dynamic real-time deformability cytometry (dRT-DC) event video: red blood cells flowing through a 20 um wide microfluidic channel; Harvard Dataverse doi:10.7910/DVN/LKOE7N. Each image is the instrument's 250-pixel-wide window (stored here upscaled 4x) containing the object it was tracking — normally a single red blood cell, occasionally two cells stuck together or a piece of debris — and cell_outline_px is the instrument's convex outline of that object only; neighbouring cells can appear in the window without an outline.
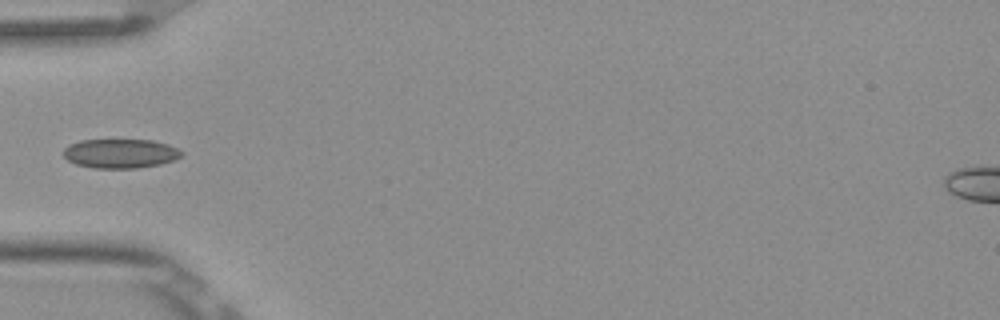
{"species": "Egyptian fruit bat (a non-hibernating species)", "species_latin": "Rousettus aegyptiacus", "temperature_condition": "room temperature", "stored_images_in_passage": 6, "camera_frame_rate_fps": 3000, "um_per_image_px": 0.085, "frame": {"image": 1, "passage_image": 4, "time_ms": 1.0, "image_size_px": [1000, 320], "cell_outline_px": [[184, 156], [160, 164], [136, 168], [92, 168], [76, 164], [68, 160], [64, 156], [64, 148], [68, 144], [80, 140], [152, 140], [168, 144], [184, 152]], "centroid_in_image_um": [10.23, 13.04], "position_along_channel_um": 74.8, "area_um2": 20.17}}
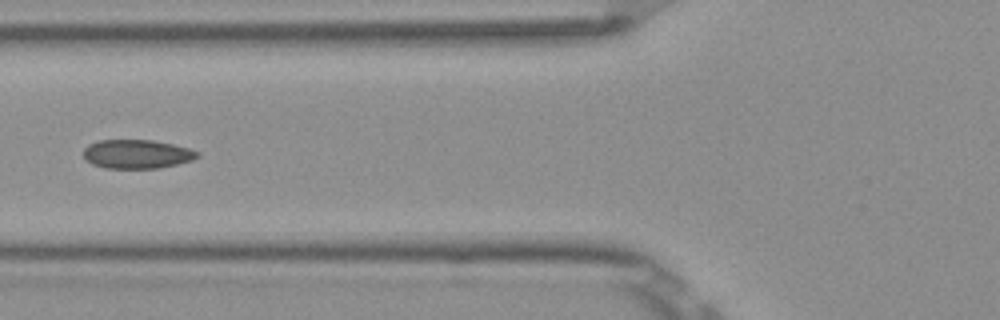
{"frame": {"image": 2, "passage_image": 5, "time_ms": 1.333, "image_size_px": [1000, 320], "cell_outline_px": [[200, 156], [192, 160], [176, 164], [156, 168], [104, 168], [92, 164], [84, 156], [84, 148], [88, 144], [100, 140], [152, 140], [172, 144], [188, 148], [200, 152]], "centroid_in_image_um": [11.64, 13.09], "position_along_channel_um": 114.2, "area_um2": 19.07}}
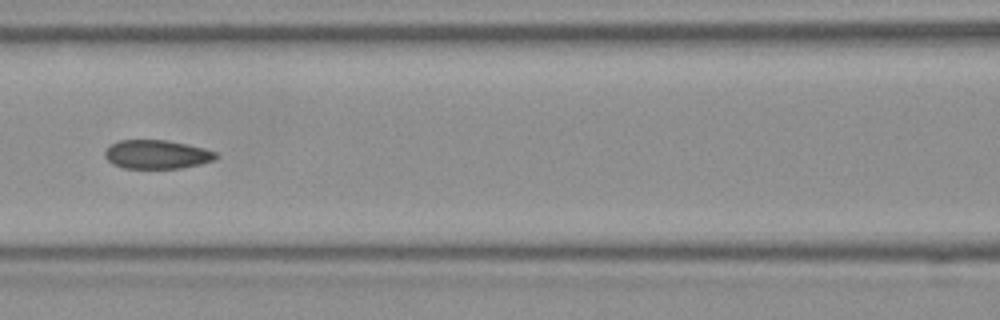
{"frame": {"image": 3, "passage_image": 6, "time_ms": 1.667, "image_size_px": [1000, 320], "cell_outline_px": [[216, 156], [212, 160], [200, 164], [180, 168], [124, 168], [112, 164], [104, 156], [104, 152], [112, 144], [120, 140], [168, 140], [188, 144], [204, 148], [216, 152]], "centroid_in_image_um": [13.31, 13.12], "position_along_channel_um": 153.3, "area_um2": 18.5}}